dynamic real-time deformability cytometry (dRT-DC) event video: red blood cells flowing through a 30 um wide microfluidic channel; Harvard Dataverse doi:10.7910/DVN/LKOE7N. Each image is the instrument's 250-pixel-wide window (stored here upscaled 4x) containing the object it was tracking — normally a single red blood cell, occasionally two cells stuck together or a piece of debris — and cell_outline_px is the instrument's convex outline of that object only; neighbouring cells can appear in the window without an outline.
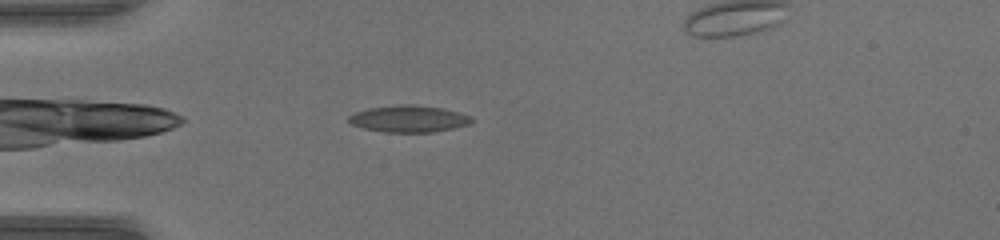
{"species": "common noctule bat (a hibernating species)", "species_latin": "Nyctalus noctula", "temperature_condition": "warm", "stored_images_in_passage": 35, "camera_frame_rate_fps": 3000, "um_per_image_px": 0.085, "animal": {"sex": "female", "body_mass_g": 17.0, "forearm_length_mm": 48.0}, "frame": {"image": 1, "passage_image": 3, "time_ms": 0.667, "image_size_px": [1000, 240], "cell_outline_px": [[476, 120], [468, 124], [452, 128], [432, 132], [384, 132], [364, 128], [352, 124], [348, 120], [348, 116], [356, 112], [368, 108], [400, 104], [412, 104], [444, 108], [460, 112], [472, 116]], "centroid_in_image_um": [34.78, 10.08], "position_along_channel_um": 50.2, "area_um2": 19.25}}
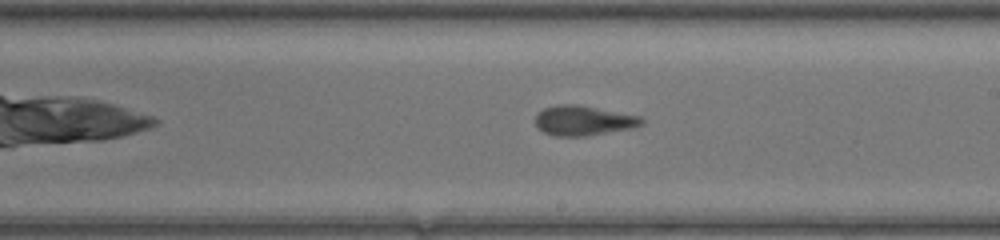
{"frame": {"image": 2, "passage_image": 18, "time_ms": 5.667, "image_size_px": [1000, 240], "cell_outline_px": [[644, 124], [632, 128], [588, 136], [552, 136], [536, 128], [536, 116], [544, 108], [560, 104], [576, 104], [640, 116], [644, 120]], "centroid_in_image_um": [49.59, 10.26], "position_along_channel_um": 239.4, "area_um2": 18.5}}
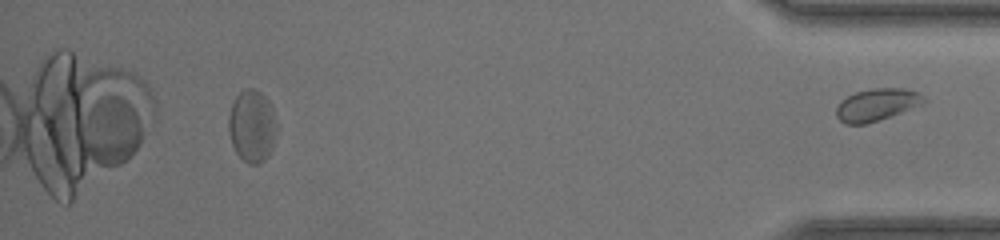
{"frame": {"image": 3, "passage_image": 35, "time_ms": 11.333, "image_size_px": [1000, 240], "cell_outline_px": [[928, 100], [924, 104], [864, 124], [844, 124], [836, 116], [836, 108], [840, 100], [856, 92], [872, 88], [904, 88], [920, 92]], "centroid_in_image_um": [74.54, 8.88], "position_along_channel_um": 360.7, "area_um2": 16.42}}